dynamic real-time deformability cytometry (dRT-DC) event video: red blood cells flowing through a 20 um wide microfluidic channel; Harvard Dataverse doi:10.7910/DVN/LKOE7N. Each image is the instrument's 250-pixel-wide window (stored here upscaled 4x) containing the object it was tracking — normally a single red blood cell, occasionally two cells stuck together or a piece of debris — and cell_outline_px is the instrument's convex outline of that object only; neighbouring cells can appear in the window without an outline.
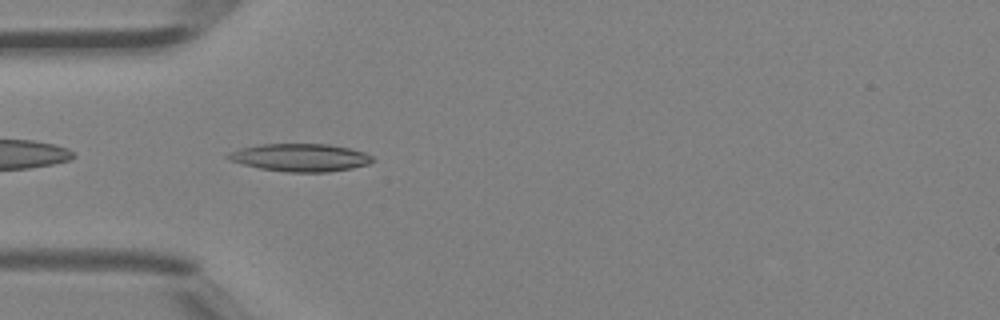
{"species": "Egyptian fruit bat (a non-hibernating species)", "species_latin": "Rousettus aegyptiacus", "temperature_condition": "room temperature", "stored_images_in_passage": 33, "camera_frame_rate_fps": 3000, "um_per_image_px": 0.085, "animal": {"sex": "female"}, "frame": {"image": 1, "passage_image": 2, "time_ms": 0.333, "image_size_px": [1000, 320], "cell_outline_px": [[376, 160], [368, 164], [352, 168], [328, 172], [288, 172], [260, 168], [228, 160], [224, 156], [228, 152], [240, 148], [260, 144], [328, 144], [348, 148], [364, 152], [372, 156]], "centroid_in_image_um": [25.51, 13.39], "position_along_channel_um": 59.5, "area_um2": 23.41}}
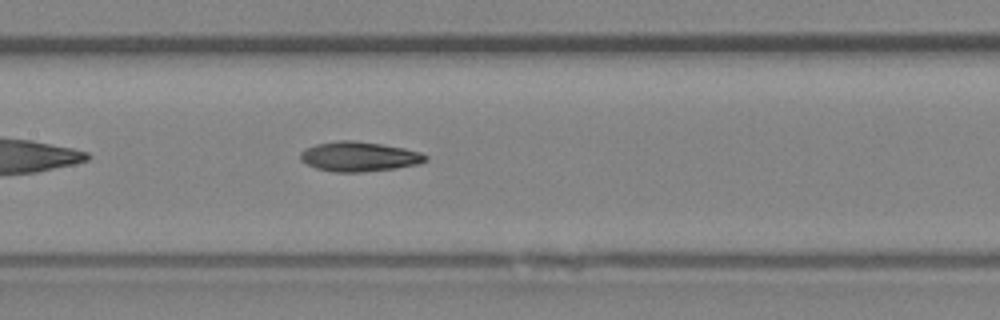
{"frame": {"image": 2, "passage_image": 10, "time_ms": 3.0, "image_size_px": [1000, 320], "cell_outline_px": [[428, 160], [420, 164], [396, 168], [360, 172], [336, 172], [316, 168], [300, 160], [300, 152], [316, 144], [340, 140], [352, 140], [380, 144], [404, 148], [420, 152], [428, 156]], "centroid_in_image_um": [30.55, 13.31], "position_along_channel_um": 176.8, "area_um2": 21.56}}
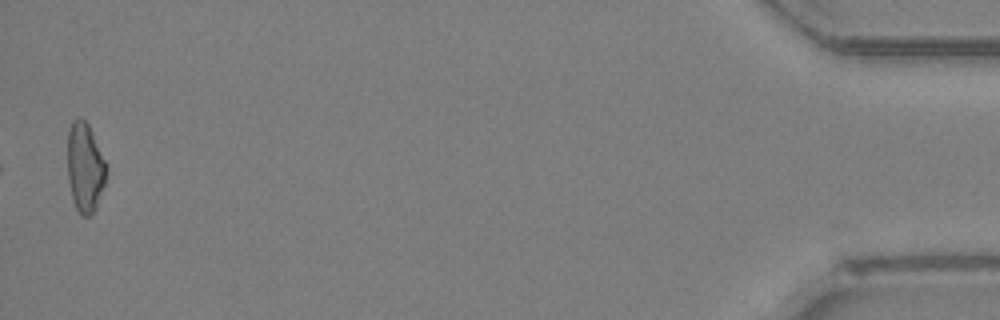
{"frame": {"image": 3, "passage_image": 33, "time_ms": 10.667, "image_size_px": [1000, 320], "cell_outline_px": [[108, 168], [104, 184], [96, 208], [88, 216], [80, 216], [72, 200], [68, 180], [68, 128], [72, 120], [84, 120], [88, 124], [108, 164]], "centroid_in_image_um": [7.23, 14.25], "position_along_channel_um": 428.0, "area_um2": 20.35}, "authors_computed_cell_mechanics": {"area_um2": 20.9236, "velocity_mm_per_s": 4.5225, "shape_relaxation_time_tau1_ms": null, "shape_relaxation_time_tau2_ms": 9.2425, "deformation_change_tau1": null, "deformation_change_tau2": 0.2066}}